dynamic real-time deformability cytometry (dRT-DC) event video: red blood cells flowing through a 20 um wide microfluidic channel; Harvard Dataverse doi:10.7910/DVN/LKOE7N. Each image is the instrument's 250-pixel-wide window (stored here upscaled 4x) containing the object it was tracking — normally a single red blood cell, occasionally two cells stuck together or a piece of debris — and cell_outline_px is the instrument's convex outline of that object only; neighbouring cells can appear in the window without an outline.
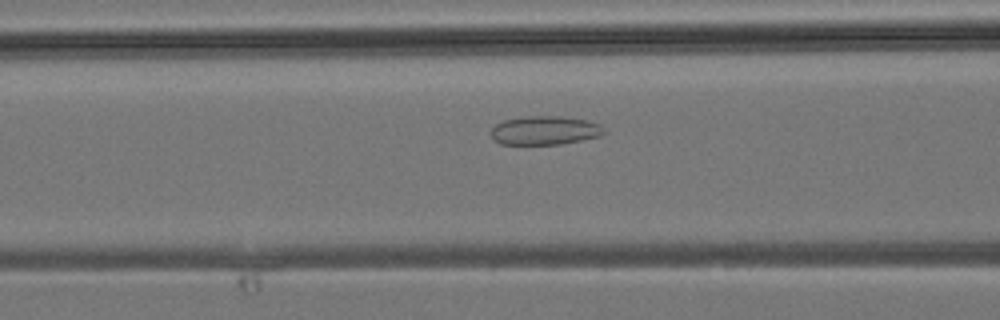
{"species": "common noctule bat (a hibernating species)", "species_latin": "Nyctalus noctula", "temperature_condition": "room temperature", "stored_images_in_passage": 5, "camera_frame_rate_fps": 3000, "um_per_image_px": 0.085, "animal": {"sex": "male", "body_mass_g": 19.2, "forearm_length_mm": 51.8}, "frame": {"image": 1, "passage_image": 5, "time_ms": 1.333, "image_size_px": [1000, 320], "cell_outline_px": [[608, 132], [600, 136], [560, 144], [500, 144], [492, 140], [492, 128], [496, 124], [504, 120], [520, 116], [560, 116], [588, 120], [600, 124]], "centroid_in_image_um": [46.32, 11.08], "position_along_channel_um": 120.3, "area_um2": 19.13}}